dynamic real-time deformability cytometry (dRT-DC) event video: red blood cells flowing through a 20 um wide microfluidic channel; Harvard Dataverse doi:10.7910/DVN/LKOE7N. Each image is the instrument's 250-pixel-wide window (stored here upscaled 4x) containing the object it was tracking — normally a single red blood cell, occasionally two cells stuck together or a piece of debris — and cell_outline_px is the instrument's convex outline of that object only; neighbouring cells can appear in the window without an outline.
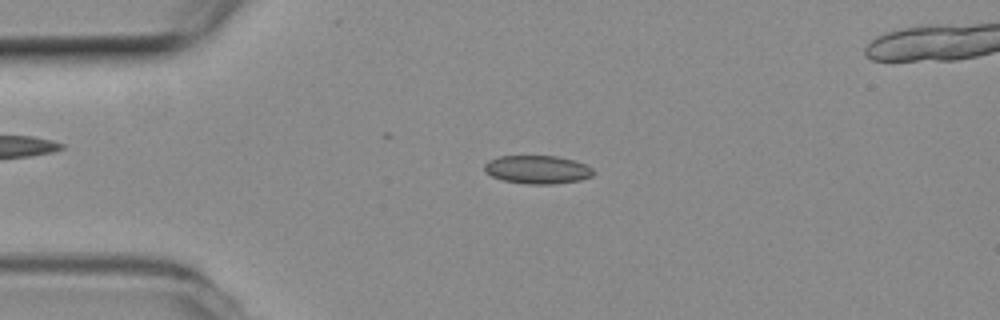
{"species": "common noctule bat (a hibernating species)", "species_latin": "Nyctalus noctula", "temperature_condition": "room temperature", "stored_images_in_passage": 43, "camera_frame_rate_fps": 3000, "um_per_image_px": 0.085, "animal": {"sex": "female", "body_mass_g": 19.3, "forearm_length_mm": 54.1}, "frame": {"image": 1, "passage_image": 3, "time_ms": 0.667, "image_size_px": [1000, 320], "cell_outline_px": [[596, 172], [592, 176], [580, 180], [552, 184], [528, 184], [504, 180], [492, 176], [484, 172], [484, 164], [488, 160], [500, 156], [556, 156], [572, 160], [584, 164], [592, 168]], "centroid_in_image_um": [45.67, 14.41], "position_along_channel_um": 39.3, "area_um2": 17.92}}
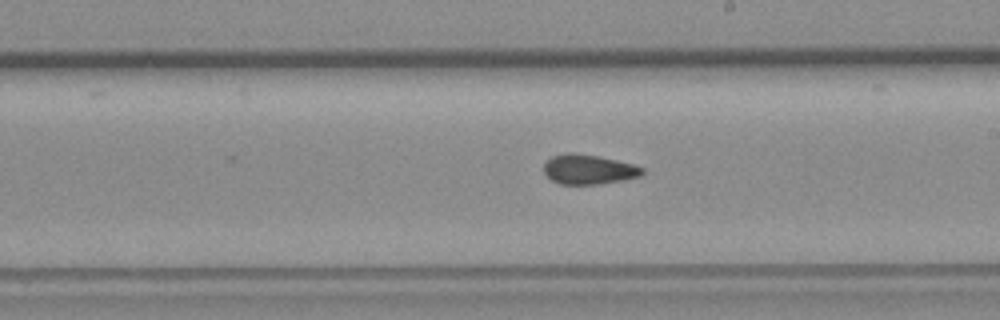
{"frame": {"image": 2, "passage_image": 21, "time_ms": 6.667, "image_size_px": [1000, 320], "cell_outline_px": [[644, 172], [640, 176], [620, 180], [596, 184], [560, 184], [552, 180], [544, 172], [544, 164], [552, 156], [568, 152], [576, 152], [616, 160], [632, 164], [644, 168]], "centroid_in_image_um": [50.01, 14.39], "position_along_channel_um": 239.0, "area_um2": 16.82}}
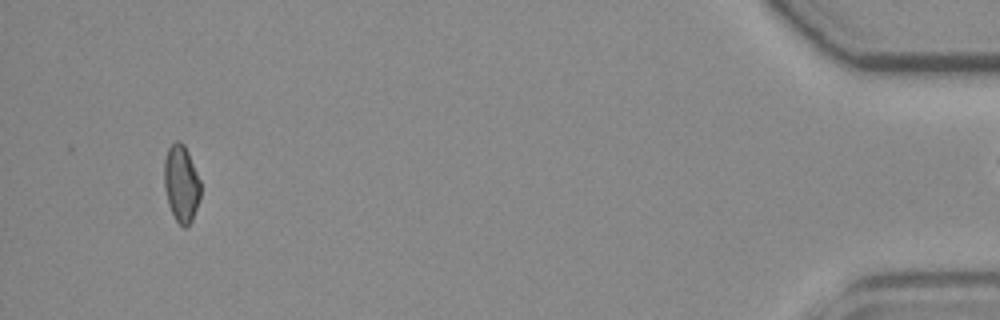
{"frame": {"image": 3, "passage_image": 42, "time_ms": 13.667, "image_size_px": [1000, 320], "cell_outline_px": [[200, 200], [192, 220], [188, 228], [184, 228], [176, 220], [168, 204], [164, 188], [164, 160], [168, 148], [176, 140], [180, 140], [184, 144], [188, 152], [200, 180]], "centroid_in_image_um": [15.41, 15.61], "position_along_channel_um": 419.8, "area_um2": 16.47}}